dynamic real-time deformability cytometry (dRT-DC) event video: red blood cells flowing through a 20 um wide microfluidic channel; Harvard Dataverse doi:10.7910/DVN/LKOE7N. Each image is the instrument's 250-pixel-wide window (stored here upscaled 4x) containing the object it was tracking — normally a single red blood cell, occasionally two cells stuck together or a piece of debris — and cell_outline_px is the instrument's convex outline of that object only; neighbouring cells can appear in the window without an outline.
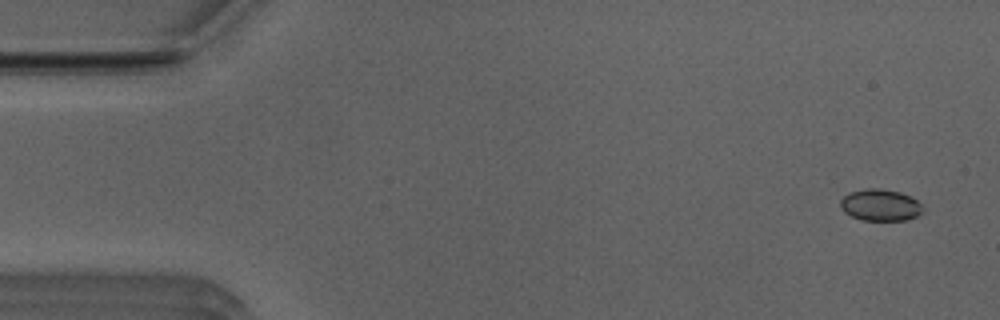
{"species": "Egyptian fruit bat (a non-hibernating species)", "species_latin": "Rousettus aegyptiacus", "temperature_condition": "room temperature", "stored_images_in_passage": 46, "camera_frame_rate_fps": 3000, "um_per_image_px": 0.085, "animal": {"sex": "male"}, "frame": {"image": 1, "passage_image": 2, "time_ms": 0.333, "image_size_px": [1000, 320], "cell_outline_px": [[924, 212], [916, 216], [904, 220], [860, 220], [844, 212], [840, 208], [840, 200], [848, 192], [868, 188], [880, 188], [900, 192], [916, 200], [924, 208]], "centroid_in_image_um": [74.8, 17.43], "position_along_channel_um": 10.2, "area_um2": 15.26}}
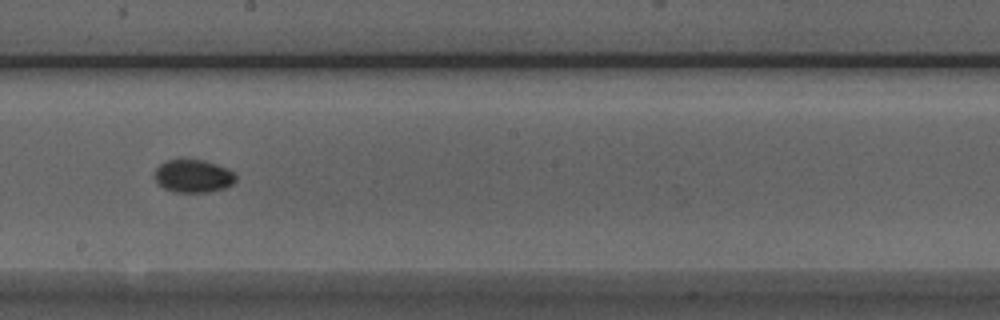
{"frame": {"image": 2, "passage_image": 28, "time_ms": 9.0, "image_size_px": [1000, 320], "cell_outline_px": [[236, 180], [232, 184], [224, 188], [208, 192], [176, 192], [164, 188], [152, 176], [156, 168], [164, 160], [180, 156], [204, 160], [228, 168], [236, 176]], "centroid_in_image_um": [16.38, 14.91], "position_along_channel_um": 231.8, "area_um2": 16.13}}
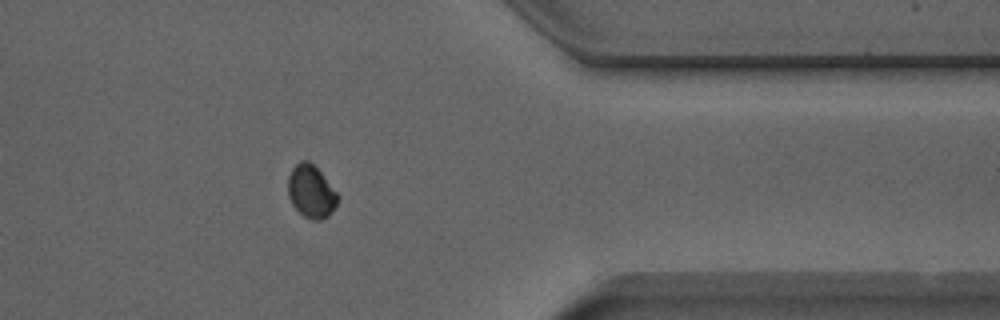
{"frame": {"image": 3, "passage_image": 41, "time_ms": 13.333, "image_size_px": [1000, 320], "cell_outline_px": [[340, 196], [332, 212], [328, 216], [320, 220], [312, 220], [304, 216], [292, 204], [288, 196], [288, 176], [292, 168], [300, 160], [308, 160], [320, 172]], "centroid_in_image_um": [26.44, 16.28], "position_along_channel_um": 385.0, "area_um2": 15.2}, "authors_computed_cell_mechanics": {"area_um2": 15.317, "velocity_mm_per_s": 3.9453, "shape_relaxation_time_tau1_ms": 1.9266, "shape_relaxation_time_tau2_ms": 3.2712, "deformation_change_tau1": 0.0361, "deformation_change_tau2": 0.0371}}